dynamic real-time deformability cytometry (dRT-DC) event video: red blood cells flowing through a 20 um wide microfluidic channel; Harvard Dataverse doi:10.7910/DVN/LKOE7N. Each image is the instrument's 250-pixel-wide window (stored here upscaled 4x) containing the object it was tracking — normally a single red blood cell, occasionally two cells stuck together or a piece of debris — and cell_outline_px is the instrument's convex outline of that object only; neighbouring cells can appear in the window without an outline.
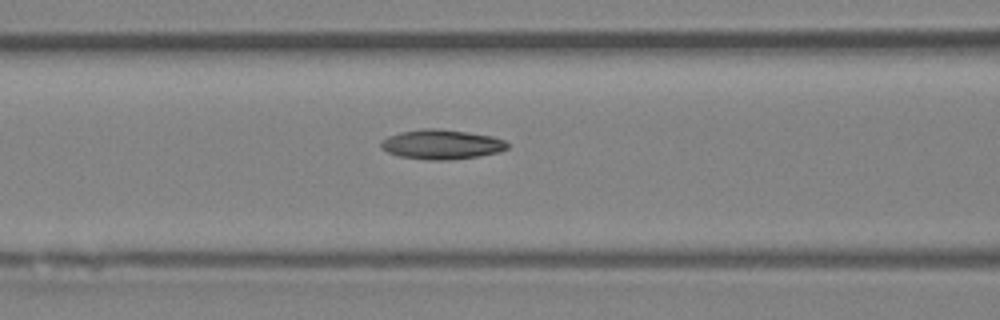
{"species": "Egyptian fruit bat (a non-hibernating species)", "species_latin": "Rousettus aegyptiacus", "temperature_condition": "room temperature", "stored_images_in_passage": 5, "segment_of_instrument_passage": [1, 2], "camera_frame_rate_fps": 3000, "um_per_image_px": 0.085, "animal": {"sex": "female"}, "frame": {"image": 1, "passage_image": 4, "time_ms": 4.333, "image_size_px": [1000, 320], "cell_outline_px": [[508, 148], [500, 152], [480, 156], [448, 160], [428, 160], [400, 156], [388, 152], [380, 148], [380, 140], [388, 136], [400, 132], [424, 128], [436, 128], [492, 136], [504, 140], [508, 144]], "centroid_in_image_um": [37.51, 12.28], "position_along_channel_um": 129.1, "area_um2": 21.85}}